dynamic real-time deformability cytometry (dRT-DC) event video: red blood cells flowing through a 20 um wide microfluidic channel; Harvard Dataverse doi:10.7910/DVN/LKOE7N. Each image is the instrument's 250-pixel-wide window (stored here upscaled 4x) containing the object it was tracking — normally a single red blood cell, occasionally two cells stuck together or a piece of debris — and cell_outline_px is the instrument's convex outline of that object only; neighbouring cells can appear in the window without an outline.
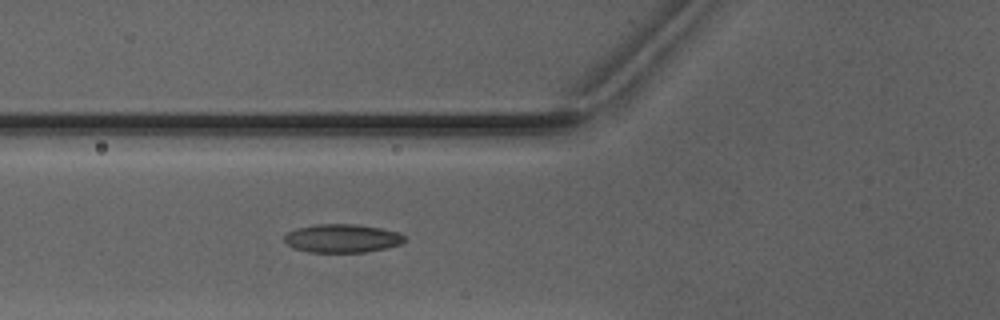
{"species": "Egyptian fruit bat (a non-hibernating species)", "species_latin": "Rousettus aegyptiacus", "temperature_condition": "warm", "stored_images_in_passage": 6, "camera_frame_rate_fps": 3000, "um_per_image_px": 0.085, "animal": {"sex": "male"}, "frame": {"image": 1, "passage_image": 6, "time_ms": 6.667, "image_size_px": [1000, 320], "cell_outline_px": [[408, 240], [400, 244], [388, 248], [364, 252], [308, 252], [292, 248], [284, 240], [284, 236], [288, 232], [296, 228], [316, 224], [356, 224], [380, 228], [396, 232], [404, 236]], "centroid_in_image_um": [29.08, 20.26], "position_along_channel_um": 96.7, "area_um2": 20.0}}